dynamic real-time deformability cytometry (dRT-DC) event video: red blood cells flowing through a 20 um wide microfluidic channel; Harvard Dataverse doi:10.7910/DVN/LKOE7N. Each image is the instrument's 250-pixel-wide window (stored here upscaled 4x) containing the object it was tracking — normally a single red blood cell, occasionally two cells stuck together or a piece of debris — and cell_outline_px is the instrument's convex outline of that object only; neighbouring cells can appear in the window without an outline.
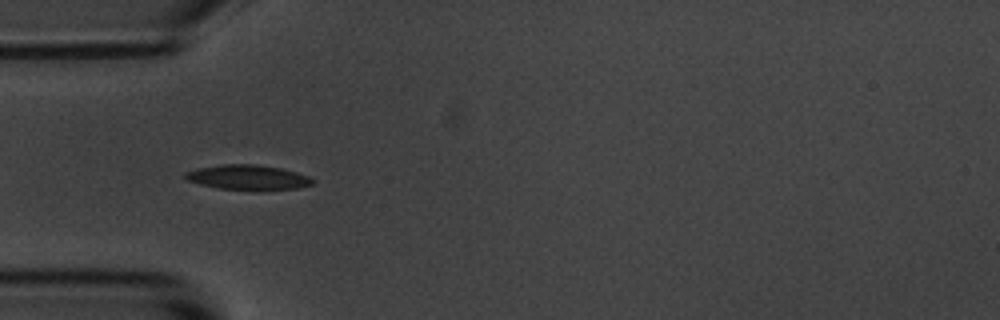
{"species": "common noctule bat (a hibernating species)", "species_latin": "Nyctalus noctula", "temperature_condition": "room temperature", "stored_images_in_passage": 6, "camera_frame_rate_fps": 3000, "um_per_image_px": 0.085, "animal": {"sex": "male", "body_mass_g": 20.1, "forearm_length_mm": 53.5}, "frame": {"image": 1, "passage_image": 5, "time_ms": 4.667, "image_size_px": [1000, 320], "cell_outline_px": [[316, 180], [312, 184], [296, 188], [256, 192], [216, 188], [200, 184], [188, 180], [184, 176], [184, 172], [196, 168], [220, 164], [252, 164], [280, 168], [296, 172], [308, 176]], "centroid_in_image_um": [21.06, 15.1], "position_along_channel_um": 63.9, "area_um2": 18.96}}